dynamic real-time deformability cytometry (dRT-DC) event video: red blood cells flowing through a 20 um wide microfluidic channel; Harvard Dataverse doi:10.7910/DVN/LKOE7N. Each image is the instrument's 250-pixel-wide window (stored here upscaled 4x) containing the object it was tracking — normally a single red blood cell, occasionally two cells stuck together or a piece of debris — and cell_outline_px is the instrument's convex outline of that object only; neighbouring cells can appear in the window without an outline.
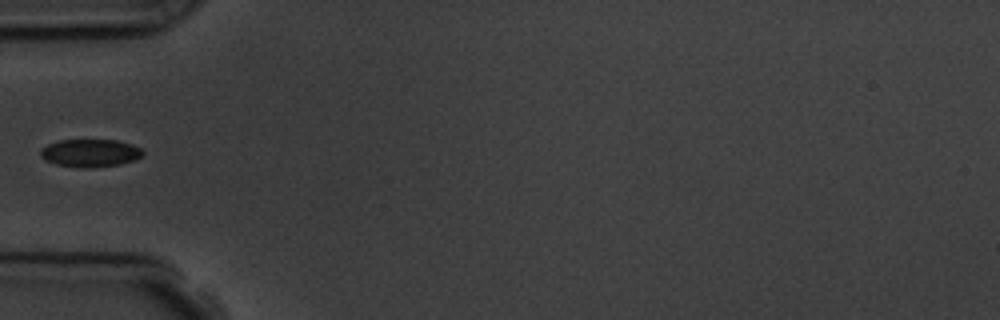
{"species": "common noctule bat (a hibernating species)", "species_latin": "Nyctalus noctula", "temperature_condition": "room temperature", "stored_images_in_passage": 6, "camera_frame_rate_fps": 3000, "um_per_image_px": 0.085, "animal": {"sex": "male", "body_mass_g": 19.5, "forearm_length_mm": 54.6}, "frame": {"image": 1, "passage_image": 5, "time_ms": 4.667, "image_size_px": [1000, 320], "cell_outline_px": [[144, 152], [136, 160], [120, 164], [92, 168], [80, 168], [56, 164], [44, 160], [40, 156], [40, 148], [48, 144], [60, 140], [116, 140], [132, 144], [140, 148]], "centroid_in_image_um": [7.64, 13.01], "position_along_channel_um": 77.4, "area_um2": 16.7}}